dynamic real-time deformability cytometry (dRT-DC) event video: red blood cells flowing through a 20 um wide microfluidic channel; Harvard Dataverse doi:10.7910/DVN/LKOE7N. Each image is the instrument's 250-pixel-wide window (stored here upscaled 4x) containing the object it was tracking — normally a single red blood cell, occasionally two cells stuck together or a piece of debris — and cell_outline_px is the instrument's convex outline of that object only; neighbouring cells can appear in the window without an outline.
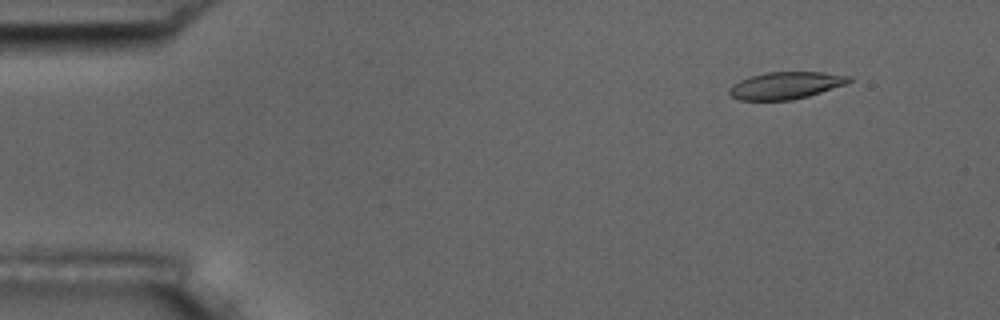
{"species": "common noctule bat (a hibernating species)", "species_latin": "Nyctalus noctula", "temperature_condition": "room temperature", "stored_images_in_passage": 52, "camera_frame_rate_fps": 3000, "um_per_image_px": 0.085, "animal": {"sex": "male", "body_mass_g": 17.5, "forearm_length_mm": 52.3}, "frame": {"image": 1, "passage_image": 2, "time_ms": 0.333, "image_size_px": [1000, 320], "cell_outline_px": [[852, 80], [848, 84], [808, 96], [792, 100], [736, 100], [728, 96], [728, 88], [732, 84], [740, 80], [752, 76], [768, 72], [824, 72], [852, 76]], "centroid_in_image_um": [66.78, 7.27], "position_along_channel_um": 18.2, "area_um2": 19.19}}
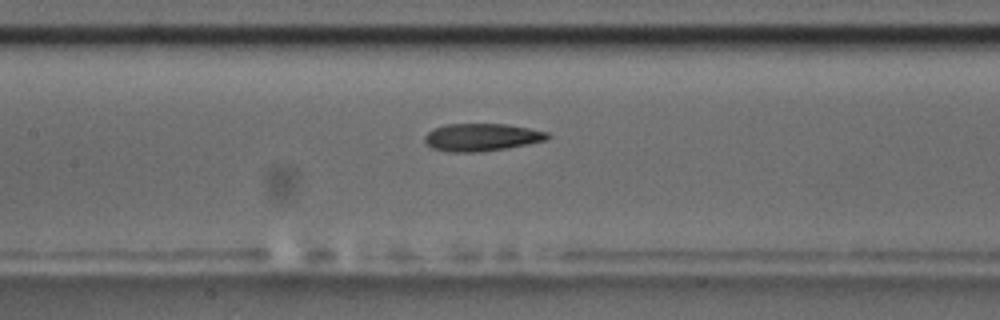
{"frame": {"image": 2, "passage_image": 22, "time_ms": 7.0, "image_size_px": [1000, 320], "cell_outline_px": [[552, 136], [548, 140], [528, 144], [480, 152], [448, 152], [432, 148], [424, 144], [424, 136], [432, 128], [444, 124], [504, 124], [528, 128], [548, 132]], "centroid_in_image_um": [40.9, 11.67], "position_along_channel_um": 166.5, "area_um2": 19.94}}
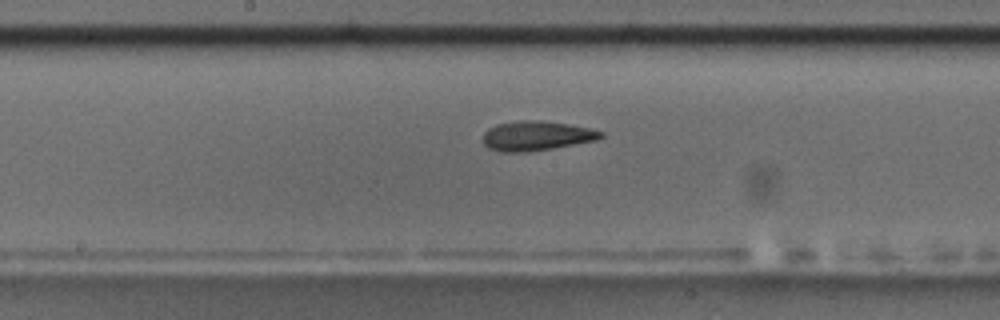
{"frame": {"image": 3, "passage_image": 25, "time_ms": 8.0, "image_size_px": [1000, 320], "cell_outline_px": [[604, 136], [596, 140], [552, 148], [528, 152], [500, 152], [488, 148], [484, 144], [484, 132], [488, 128], [496, 124], [524, 120], [540, 120], [568, 124], [588, 128], [604, 132]], "centroid_in_image_um": [45.57, 11.55], "position_along_channel_um": 202.6, "area_um2": 20.23}, "authors_computed_cell_mechanics": {"area_um2": 20.1144, "velocity_mm_per_s": 3.6419, "shape_relaxation_time_tau1_ms": 5.5947, "shape_relaxation_time_tau2_ms": 3.7232, "deformation_change_tau1": 0.1813, "deformation_change_tau2": 0.1265}}